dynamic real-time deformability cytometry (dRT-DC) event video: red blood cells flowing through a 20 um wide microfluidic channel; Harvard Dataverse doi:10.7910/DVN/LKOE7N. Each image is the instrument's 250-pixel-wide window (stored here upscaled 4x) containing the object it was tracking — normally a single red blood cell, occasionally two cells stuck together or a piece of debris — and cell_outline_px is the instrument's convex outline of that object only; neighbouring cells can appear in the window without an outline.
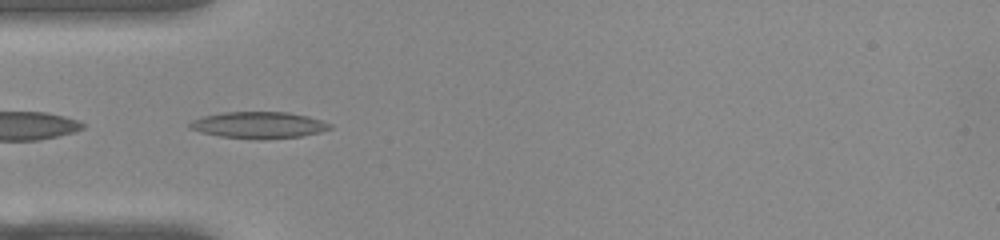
{"species": "common noctule bat (a hibernating species)", "species_latin": "Nyctalus noctula", "temperature_condition": "warm", "stored_images_in_passage": 41, "camera_frame_rate_fps": 3000, "um_per_image_px": 0.085, "animal": {"sex": "female", "body_mass_g": 22.0, "forearm_length_mm": 56.7}, "frame": {"image": 1, "passage_image": 5, "time_ms": 1.333, "image_size_px": [1000, 240], "cell_outline_px": [[332, 128], [320, 132], [304, 136], [264, 140], [256, 140], [220, 136], [200, 132], [188, 128], [188, 124], [192, 120], [204, 116], [224, 112], [288, 112], [308, 116], [332, 124]], "centroid_in_image_um": [22.0, 10.64], "position_along_channel_um": 63.0, "area_um2": 21.96}}
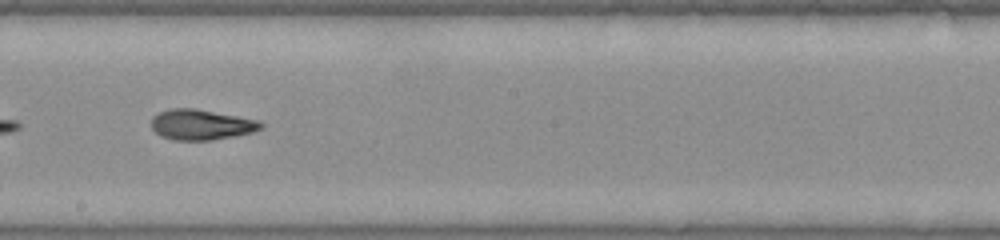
{"frame": {"image": 2, "passage_image": 18, "time_ms": 5.667, "image_size_px": [1000, 240], "cell_outline_px": [[264, 128], [252, 132], [212, 140], [172, 140], [160, 136], [152, 128], [152, 116], [160, 112], [172, 108], [196, 108], [260, 120], [264, 124]], "centroid_in_image_um": [17.12, 10.59], "position_along_channel_um": 231.1, "area_um2": 19.54}}
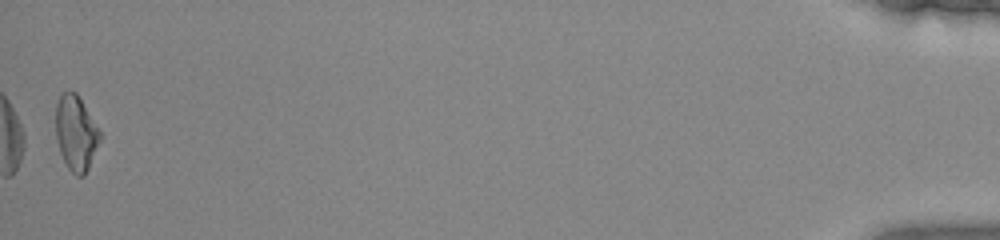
{"frame": {"image": 3, "passage_image": 41, "time_ms": 13.333, "image_size_px": [1000, 240], "cell_outline_px": [[100, 140], [88, 168], [84, 176], [76, 176], [68, 168], [60, 152], [56, 136], [56, 104], [60, 96], [68, 88], [76, 92], [100, 132]], "centroid_in_image_um": [6.43, 11.29], "position_along_channel_um": 428.8, "area_um2": 19.02}, "authors_computed_cell_mechanics": {"area_um2": 19.363, "velocity_mm_per_s": 3.8882, "shape_relaxation_time_tau1_ms": 9.7276, "shape_relaxation_time_tau2_ms": 3.768, "deformation_change_tau1": 0.2576, "deformation_change_tau2": 0.1211}}